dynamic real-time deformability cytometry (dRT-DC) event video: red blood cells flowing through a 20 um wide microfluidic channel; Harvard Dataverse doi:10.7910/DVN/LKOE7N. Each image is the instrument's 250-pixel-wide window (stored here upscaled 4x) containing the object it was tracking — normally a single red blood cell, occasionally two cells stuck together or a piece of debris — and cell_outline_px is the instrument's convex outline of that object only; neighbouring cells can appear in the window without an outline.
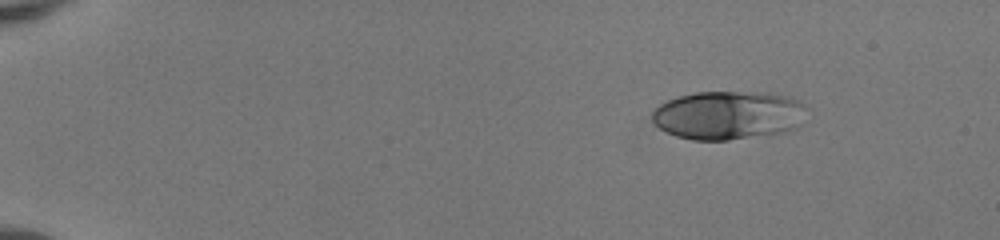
{"species": "human", "species_latin": "Homo sapiens", "temperature_condition": "room temperature", "stored_images_in_passage": 45, "camera_frame_rate_fps": 3000, "um_per_image_px": 0.085, "donor": {"sex": "female"}, "frame": {"image": 1, "passage_image": 1, "time_ms": 0.0, "image_size_px": [1000, 240], "cell_outline_px": [[808, 108], [800, 124], [796, 128], [784, 132], [768, 136], [728, 140], [692, 140], [676, 136], [660, 128], [652, 120], [652, 112], [660, 104], [668, 100], [680, 96], [696, 92], [760, 92], [784, 96], [796, 100], [804, 104]], "centroid_in_image_um": [61.93, 9.81], "position_along_channel_um": 23.1, "area_um2": 43.99}}
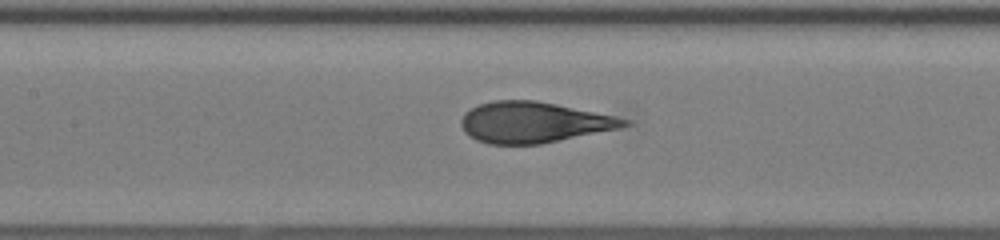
{"frame": {"image": 2, "passage_image": 20, "time_ms": 6.333, "image_size_px": [1000, 240], "cell_outline_px": [[632, 124], [620, 128], [540, 144], [488, 144], [476, 140], [468, 136], [464, 132], [460, 124], [460, 120], [464, 112], [480, 104], [492, 100], [536, 100], [616, 116], [632, 120]], "centroid_in_image_um": [45.34, 10.4], "position_along_channel_um": 162.1, "area_um2": 38.96}}
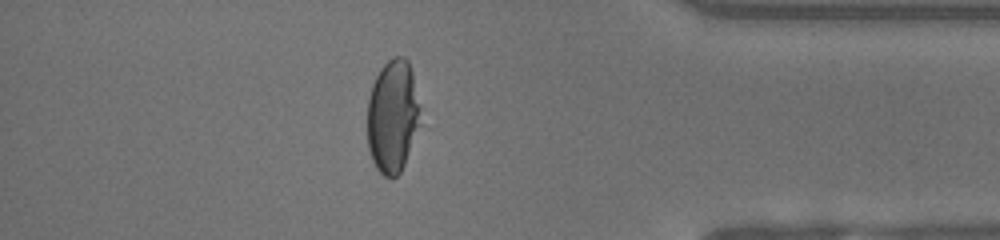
{"frame": {"image": 3, "passage_image": 39, "time_ms": 12.667, "image_size_px": [1000, 240], "cell_outline_px": [[420, 124], [404, 164], [400, 172], [396, 176], [384, 176], [376, 168], [372, 160], [368, 148], [368, 100], [372, 84], [380, 68], [388, 60], [396, 56], [404, 56], [408, 60], [412, 72], [420, 104]], "centroid_in_image_um": [33.38, 9.85], "position_along_channel_um": 401.8, "area_um2": 34.91}, "authors_computed_cell_mechanics": {"area_um2": 39.4774, "velocity_mm_per_s": 4.1272, "shape_relaxation_time_tau1_ms": 5.9607, "shape_relaxation_time_tau2_ms": null, "deformation_change_tau1": 0.2416, "deformation_change_tau2": null}}